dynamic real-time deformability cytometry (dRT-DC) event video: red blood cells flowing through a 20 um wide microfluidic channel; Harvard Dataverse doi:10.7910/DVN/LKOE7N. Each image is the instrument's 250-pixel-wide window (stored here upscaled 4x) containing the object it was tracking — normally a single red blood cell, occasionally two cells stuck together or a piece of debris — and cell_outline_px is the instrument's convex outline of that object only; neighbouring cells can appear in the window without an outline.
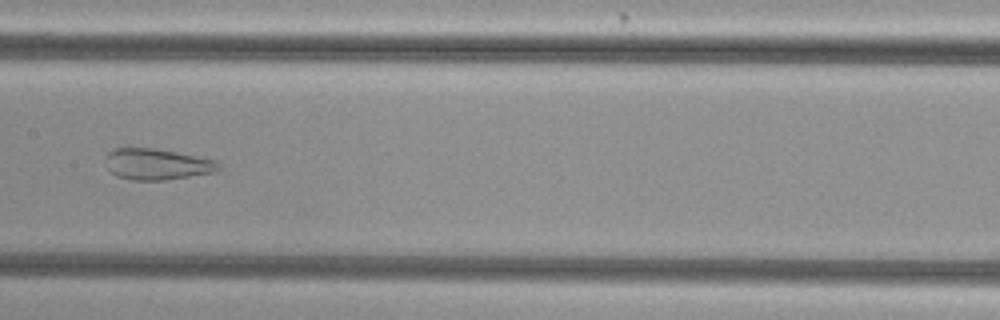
{"species": "common noctule bat (a hibernating species)", "species_latin": "Nyctalus noctula", "temperature_condition": "cold", "stored_images_in_passage": 55, "camera_frame_rate_fps": 3000, "um_per_image_px": 0.085, "animal": {"sex": "female", "body_mass_g": 29.2, "forearm_length_mm": 56.3}, "frame": {"image": 1, "passage_image": 29, "time_ms": 9.333, "image_size_px": [1000, 320], "cell_outline_px": [[220, 168], [216, 172], [164, 180], [128, 180], [116, 176], [104, 164], [104, 160], [108, 152], [116, 148], [152, 148], [176, 152], [216, 160], [220, 164]], "centroid_in_image_um": [13.32, 13.96], "position_along_channel_um": 194.1, "area_um2": 20.58}}
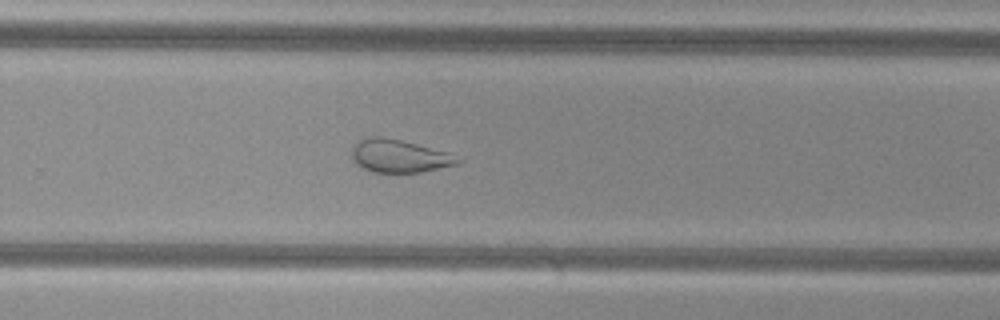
{"frame": {"image": 2, "passage_image": 37, "time_ms": 12.0, "image_size_px": [1000, 320], "cell_outline_px": [[464, 160], [456, 164], [420, 172], [372, 172], [356, 164], [352, 160], [352, 144], [368, 136], [384, 136], [452, 152]], "centroid_in_image_um": [33.95, 13.24], "position_along_channel_um": 295.9, "area_um2": 20.63}}
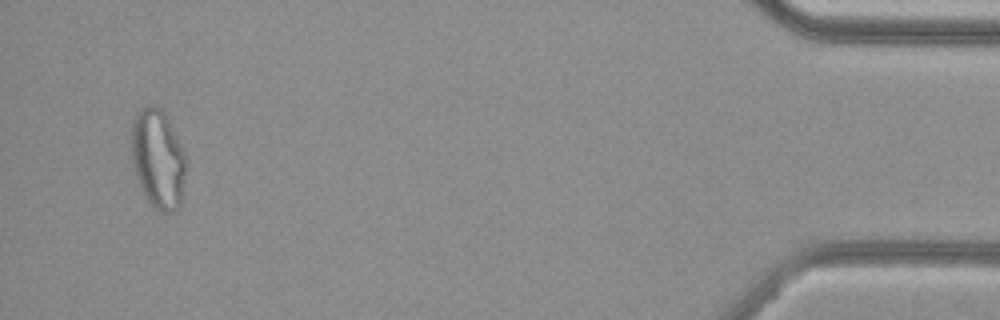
{"frame": {"image": 3, "passage_image": 53, "time_ms": 17.333, "image_size_px": [1000, 320], "cell_outline_px": [[188, 164], [180, 204], [176, 212], [160, 212], [152, 208], [144, 196], [136, 176], [132, 164], [132, 124], [136, 112], [148, 104], [152, 104], [160, 108], [164, 112], [188, 160]], "centroid_in_image_um": [13.44, 13.55], "position_along_channel_um": 421.8, "area_um2": 31.96}}